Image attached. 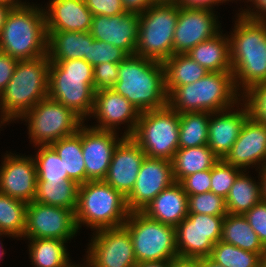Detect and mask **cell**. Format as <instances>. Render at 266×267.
I'll use <instances>...</instances> for the list:
<instances>
[{"label": "cell", "instance_id": "6da1fadb", "mask_svg": "<svg viewBox=\"0 0 266 267\" xmlns=\"http://www.w3.org/2000/svg\"><path fill=\"white\" fill-rule=\"evenodd\" d=\"M229 36L232 74L237 90L266 82V21L240 13Z\"/></svg>", "mask_w": 266, "mask_h": 267}, {"label": "cell", "instance_id": "7a4b0ae2", "mask_svg": "<svg viewBox=\"0 0 266 267\" xmlns=\"http://www.w3.org/2000/svg\"><path fill=\"white\" fill-rule=\"evenodd\" d=\"M140 113L168 105L163 62L128 55L119 63V77L112 89Z\"/></svg>", "mask_w": 266, "mask_h": 267}, {"label": "cell", "instance_id": "3957f363", "mask_svg": "<svg viewBox=\"0 0 266 267\" xmlns=\"http://www.w3.org/2000/svg\"><path fill=\"white\" fill-rule=\"evenodd\" d=\"M48 55L19 60L12 78L0 94V127L18 120L40 100L48 97Z\"/></svg>", "mask_w": 266, "mask_h": 267}, {"label": "cell", "instance_id": "277c9868", "mask_svg": "<svg viewBox=\"0 0 266 267\" xmlns=\"http://www.w3.org/2000/svg\"><path fill=\"white\" fill-rule=\"evenodd\" d=\"M44 8L35 3L11 8L0 34V51L18 60L47 55Z\"/></svg>", "mask_w": 266, "mask_h": 267}, {"label": "cell", "instance_id": "5b68a950", "mask_svg": "<svg viewBox=\"0 0 266 267\" xmlns=\"http://www.w3.org/2000/svg\"><path fill=\"white\" fill-rule=\"evenodd\" d=\"M93 66L83 59L50 61L48 97L71 109L84 122L94 107Z\"/></svg>", "mask_w": 266, "mask_h": 267}, {"label": "cell", "instance_id": "8992f818", "mask_svg": "<svg viewBox=\"0 0 266 267\" xmlns=\"http://www.w3.org/2000/svg\"><path fill=\"white\" fill-rule=\"evenodd\" d=\"M232 72H209L200 80L176 87L168 95V105L179 114L218 112L241 101Z\"/></svg>", "mask_w": 266, "mask_h": 267}, {"label": "cell", "instance_id": "52a82bcc", "mask_svg": "<svg viewBox=\"0 0 266 267\" xmlns=\"http://www.w3.org/2000/svg\"><path fill=\"white\" fill-rule=\"evenodd\" d=\"M129 213L126 197L104 180L79 185L75 209L78 230L82 224L93 232L122 227Z\"/></svg>", "mask_w": 266, "mask_h": 267}, {"label": "cell", "instance_id": "ba28073f", "mask_svg": "<svg viewBox=\"0 0 266 267\" xmlns=\"http://www.w3.org/2000/svg\"><path fill=\"white\" fill-rule=\"evenodd\" d=\"M179 4L153 3L139 13V33L135 55L164 62L173 55V36Z\"/></svg>", "mask_w": 266, "mask_h": 267}, {"label": "cell", "instance_id": "9c48e42d", "mask_svg": "<svg viewBox=\"0 0 266 267\" xmlns=\"http://www.w3.org/2000/svg\"><path fill=\"white\" fill-rule=\"evenodd\" d=\"M180 114L169 105L140 113L131 138L146 157L171 161L179 149Z\"/></svg>", "mask_w": 266, "mask_h": 267}, {"label": "cell", "instance_id": "30bf717a", "mask_svg": "<svg viewBox=\"0 0 266 267\" xmlns=\"http://www.w3.org/2000/svg\"><path fill=\"white\" fill-rule=\"evenodd\" d=\"M123 227L131 236L137 262L172 260L178 256L175 227L153 220L141 211L130 212Z\"/></svg>", "mask_w": 266, "mask_h": 267}, {"label": "cell", "instance_id": "8fae6325", "mask_svg": "<svg viewBox=\"0 0 266 267\" xmlns=\"http://www.w3.org/2000/svg\"><path fill=\"white\" fill-rule=\"evenodd\" d=\"M28 125V139L34 145H50L75 134L84 121L71 109L49 97L40 100L21 118Z\"/></svg>", "mask_w": 266, "mask_h": 267}, {"label": "cell", "instance_id": "7c38bea8", "mask_svg": "<svg viewBox=\"0 0 266 267\" xmlns=\"http://www.w3.org/2000/svg\"><path fill=\"white\" fill-rule=\"evenodd\" d=\"M225 216L188 213L176 228L178 256L210 257L214 244L221 239Z\"/></svg>", "mask_w": 266, "mask_h": 267}, {"label": "cell", "instance_id": "4fadbf2b", "mask_svg": "<svg viewBox=\"0 0 266 267\" xmlns=\"http://www.w3.org/2000/svg\"><path fill=\"white\" fill-rule=\"evenodd\" d=\"M75 212L32 201L26 209L23 238H51L69 241L78 233Z\"/></svg>", "mask_w": 266, "mask_h": 267}, {"label": "cell", "instance_id": "5bb4252c", "mask_svg": "<svg viewBox=\"0 0 266 267\" xmlns=\"http://www.w3.org/2000/svg\"><path fill=\"white\" fill-rule=\"evenodd\" d=\"M87 256L91 267H134L137 263L129 232L122 226L92 233Z\"/></svg>", "mask_w": 266, "mask_h": 267}, {"label": "cell", "instance_id": "9a60e30c", "mask_svg": "<svg viewBox=\"0 0 266 267\" xmlns=\"http://www.w3.org/2000/svg\"><path fill=\"white\" fill-rule=\"evenodd\" d=\"M214 12L207 8H187L179 5L173 36V55L186 54L197 44L221 32V23Z\"/></svg>", "mask_w": 266, "mask_h": 267}, {"label": "cell", "instance_id": "2e32d148", "mask_svg": "<svg viewBox=\"0 0 266 267\" xmlns=\"http://www.w3.org/2000/svg\"><path fill=\"white\" fill-rule=\"evenodd\" d=\"M175 182L172 162L166 159L145 157L135 185L126 197L130 212L142 211L161 191Z\"/></svg>", "mask_w": 266, "mask_h": 267}, {"label": "cell", "instance_id": "e0dca14e", "mask_svg": "<svg viewBox=\"0 0 266 267\" xmlns=\"http://www.w3.org/2000/svg\"><path fill=\"white\" fill-rule=\"evenodd\" d=\"M85 124L81 125V145L86 182L104 180L113 152L124 136L119 137L117 132L99 130Z\"/></svg>", "mask_w": 266, "mask_h": 267}, {"label": "cell", "instance_id": "ac0fdd59", "mask_svg": "<svg viewBox=\"0 0 266 267\" xmlns=\"http://www.w3.org/2000/svg\"><path fill=\"white\" fill-rule=\"evenodd\" d=\"M139 116L140 112L125 97L114 90L95 92L94 107L90 118H96L98 124L91 127L118 132L116 129H120L119 125L128 123L126 130L121 134L124 137H131L136 129Z\"/></svg>", "mask_w": 266, "mask_h": 267}, {"label": "cell", "instance_id": "d6986e66", "mask_svg": "<svg viewBox=\"0 0 266 267\" xmlns=\"http://www.w3.org/2000/svg\"><path fill=\"white\" fill-rule=\"evenodd\" d=\"M7 153L0 166V192L30 203L34 200L37 184L34 158L32 155L26 157L23 154Z\"/></svg>", "mask_w": 266, "mask_h": 267}, {"label": "cell", "instance_id": "ffe728a7", "mask_svg": "<svg viewBox=\"0 0 266 267\" xmlns=\"http://www.w3.org/2000/svg\"><path fill=\"white\" fill-rule=\"evenodd\" d=\"M224 160L244 171L250 167L260 170L265 166L266 125L249 116Z\"/></svg>", "mask_w": 266, "mask_h": 267}, {"label": "cell", "instance_id": "44dd1931", "mask_svg": "<svg viewBox=\"0 0 266 267\" xmlns=\"http://www.w3.org/2000/svg\"><path fill=\"white\" fill-rule=\"evenodd\" d=\"M90 33L95 40L120 47L135 55L139 33V13L126 12L115 16L95 15Z\"/></svg>", "mask_w": 266, "mask_h": 267}, {"label": "cell", "instance_id": "7402d4cb", "mask_svg": "<svg viewBox=\"0 0 266 267\" xmlns=\"http://www.w3.org/2000/svg\"><path fill=\"white\" fill-rule=\"evenodd\" d=\"M145 157L144 151L131 137H124L113 152L104 181L127 197L135 185Z\"/></svg>", "mask_w": 266, "mask_h": 267}, {"label": "cell", "instance_id": "603a6c76", "mask_svg": "<svg viewBox=\"0 0 266 267\" xmlns=\"http://www.w3.org/2000/svg\"><path fill=\"white\" fill-rule=\"evenodd\" d=\"M241 102L242 100L236 104L237 109L232 106L210 114L207 146L220 159H224L229 153L249 117L247 106Z\"/></svg>", "mask_w": 266, "mask_h": 267}, {"label": "cell", "instance_id": "cb8c5ba5", "mask_svg": "<svg viewBox=\"0 0 266 267\" xmlns=\"http://www.w3.org/2000/svg\"><path fill=\"white\" fill-rule=\"evenodd\" d=\"M43 8L47 31L85 32L91 29L93 14L84 0H49Z\"/></svg>", "mask_w": 266, "mask_h": 267}, {"label": "cell", "instance_id": "d4e9b609", "mask_svg": "<svg viewBox=\"0 0 266 267\" xmlns=\"http://www.w3.org/2000/svg\"><path fill=\"white\" fill-rule=\"evenodd\" d=\"M141 212L153 220L176 227L188 215V195L179 182H174Z\"/></svg>", "mask_w": 266, "mask_h": 267}, {"label": "cell", "instance_id": "484cf974", "mask_svg": "<svg viewBox=\"0 0 266 267\" xmlns=\"http://www.w3.org/2000/svg\"><path fill=\"white\" fill-rule=\"evenodd\" d=\"M47 55L50 61L83 59L88 62L90 31H47Z\"/></svg>", "mask_w": 266, "mask_h": 267}, {"label": "cell", "instance_id": "4316f807", "mask_svg": "<svg viewBox=\"0 0 266 267\" xmlns=\"http://www.w3.org/2000/svg\"><path fill=\"white\" fill-rule=\"evenodd\" d=\"M222 32L186 53L208 72H232L229 35Z\"/></svg>", "mask_w": 266, "mask_h": 267}, {"label": "cell", "instance_id": "83f0119b", "mask_svg": "<svg viewBox=\"0 0 266 267\" xmlns=\"http://www.w3.org/2000/svg\"><path fill=\"white\" fill-rule=\"evenodd\" d=\"M219 160L207 145L178 149L171 160L174 180L180 183L189 175L211 169Z\"/></svg>", "mask_w": 266, "mask_h": 267}, {"label": "cell", "instance_id": "f1b7e54d", "mask_svg": "<svg viewBox=\"0 0 266 267\" xmlns=\"http://www.w3.org/2000/svg\"><path fill=\"white\" fill-rule=\"evenodd\" d=\"M220 240L243 250L259 253L261 256L266 251L258 234L242 214L228 213L225 216Z\"/></svg>", "mask_w": 266, "mask_h": 267}, {"label": "cell", "instance_id": "f546056e", "mask_svg": "<svg viewBox=\"0 0 266 267\" xmlns=\"http://www.w3.org/2000/svg\"><path fill=\"white\" fill-rule=\"evenodd\" d=\"M163 65L167 95L176 87L192 84L209 73L187 54H174Z\"/></svg>", "mask_w": 266, "mask_h": 267}, {"label": "cell", "instance_id": "4dcf8cb0", "mask_svg": "<svg viewBox=\"0 0 266 267\" xmlns=\"http://www.w3.org/2000/svg\"><path fill=\"white\" fill-rule=\"evenodd\" d=\"M63 162L69 179L78 185L86 182V168L82 155L81 126L75 134L63 137L50 144Z\"/></svg>", "mask_w": 266, "mask_h": 267}, {"label": "cell", "instance_id": "1f68e13d", "mask_svg": "<svg viewBox=\"0 0 266 267\" xmlns=\"http://www.w3.org/2000/svg\"><path fill=\"white\" fill-rule=\"evenodd\" d=\"M248 173L243 170L229 190L225 199L229 214L243 215L262 200L260 182H255L256 179L254 180Z\"/></svg>", "mask_w": 266, "mask_h": 267}, {"label": "cell", "instance_id": "d6a6232c", "mask_svg": "<svg viewBox=\"0 0 266 267\" xmlns=\"http://www.w3.org/2000/svg\"><path fill=\"white\" fill-rule=\"evenodd\" d=\"M78 189L79 185L70 179L65 181H37L33 201L70 209L75 212Z\"/></svg>", "mask_w": 266, "mask_h": 267}, {"label": "cell", "instance_id": "836d02e7", "mask_svg": "<svg viewBox=\"0 0 266 267\" xmlns=\"http://www.w3.org/2000/svg\"><path fill=\"white\" fill-rule=\"evenodd\" d=\"M29 240V257L33 267H62L69 259L67 241L51 238H26Z\"/></svg>", "mask_w": 266, "mask_h": 267}, {"label": "cell", "instance_id": "e575fe53", "mask_svg": "<svg viewBox=\"0 0 266 267\" xmlns=\"http://www.w3.org/2000/svg\"><path fill=\"white\" fill-rule=\"evenodd\" d=\"M210 114L211 112L180 114L179 149L207 145Z\"/></svg>", "mask_w": 266, "mask_h": 267}, {"label": "cell", "instance_id": "d590c367", "mask_svg": "<svg viewBox=\"0 0 266 267\" xmlns=\"http://www.w3.org/2000/svg\"><path fill=\"white\" fill-rule=\"evenodd\" d=\"M27 206L28 203L0 192V231L22 240L26 227Z\"/></svg>", "mask_w": 266, "mask_h": 267}, {"label": "cell", "instance_id": "8d00e7d4", "mask_svg": "<svg viewBox=\"0 0 266 267\" xmlns=\"http://www.w3.org/2000/svg\"><path fill=\"white\" fill-rule=\"evenodd\" d=\"M210 258L224 267H261V255L219 240Z\"/></svg>", "mask_w": 266, "mask_h": 267}, {"label": "cell", "instance_id": "74e56055", "mask_svg": "<svg viewBox=\"0 0 266 267\" xmlns=\"http://www.w3.org/2000/svg\"><path fill=\"white\" fill-rule=\"evenodd\" d=\"M37 152L33 156L36 164L37 181H65L69 179L64 171L61 158L51 145H37Z\"/></svg>", "mask_w": 266, "mask_h": 267}, {"label": "cell", "instance_id": "f35d334b", "mask_svg": "<svg viewBox=\"0 0 266 267\" xmlns=\"http://www.w3.org/2000/svg\"><path fill=\"white\" fill-rule=\"evenodd\" d=\"M242 171L241 168L230 165L224 159H220L211 168L210 191L226 199L234 180Z\"/></svg>", "mask_w": 266, "mask_h": 267}, {"label": "cell", "instance_id": "ab89813d", "mask_svg": "<svg viewBox=\"0 0 266 267\" xmlns=\"http://www.w3.org/2000/svg\"><path fill=\"white\" fill-rule=\"evenodd\" d=\"M188 213L209 214L213 216H226V201L213 192L188 195Z\"/></svg>", "mask_w": 266, "mask_h": 267}, {"label": "cell", "instance_id": "60d3db41", "mask_svg": "<svg viewBox=\"0 0 266 267\" xmlns=\"http://www.w3.org/2000/svg\"><path fill=\"white\" fill-rule=\"evenodd\" d=\"M127 56L128 54L120 47L94 39L89 45L88 63L93 67L107 62L119 64Z\"/></svg>", "mask_w": 266, "mask_h": 267}, {"label": "cell", "instance_id": "b9f144b4", "mask_svg": "<svg viewBox=\"0 0 266 267\" xmlns=\"http://www.w3.org/2000/svg\"><path fill=\"white\" fill-rule=\"evenodd\" d=\"M241 98L248 108L249 116L266 125V82L251 86L242 92Z\"/></svg>", "mask_w": 266, "mask_h": 267}, {"label": "cell", "instance_id": "7bdbcfd3", "mask_svg": "<svg viewBox=\"0 0 266 267\" xmlns=\"http://www.w3.org/2000/svg\"><path fill=\"white\" fill-rule=\"evenodd\" d=\"M93 81L95 92L114 88L119 77V64L101 63L93 67Z\"/></svg>", "mask_w": 266, "mask_h": 267}, {"label": "cell", "instance_id": "ee69618b", "mask_svg": "<svg viewBox=\"0 0 266 267\" xmlns=\"http://www.w3.org/2000/svg\"><path fill=\"white\" fill-rule=\"evenodd\" d=\"M180 184L187 195H196L210 191L211 169L198 171L185 177Z\"/></svg>", "mask_w": 266, "mask_h": 267}, {"label": "cell", "instance_id": "f6af8a7d", "mask_svg": "<svg viewBox=\"0 0 266 267\" xmlns=\"http://www.w3.org/2000/svg\"><path fill=\"white\" fill-rule=\"evenodd\" d=\"M243 215L266 247V201L261 200Z\"/></svg>", "mask_w": 266, "mask_h": 267}, {"label": "cell", "instance_id": "bcb514c9", "mask_svg": "<svg viewBox=\"0 0 266 267\" xmlns=\"http://www.w3.org/2000/svg\"><path fill=\"white\" fill-rule=\"evenodd\" d=\"M88 9L95 15L115 16L126 13L122 0H84Z\"/></svg>", "mask_w": 266, "mask_h": 267}, {"label": "cell", "instance_id": "7dc6e473", "mask_svg": "<svg viewBox=\"0 0 266 267\" xmlns=\"http://www.w3.org/2000/svg\"><path fill=\"white\" fill-rule=\"evenodd\" d=\"M18 59L0 51V94L12 78Z\"/></svg>", "mask_w": 266, "mask_h": 267}, {"label": "cell", "instance_id": "c3c4849f", "mask_svg": "<svg viewBox=\"0 0 266 267\" xmlns=\"http://www.w3.org/2000/svg\"><path fill=\"white\" fill-rule=\"evenodd\" d=\"M248 2H252L249 5L251 7L241 8L242 11L239 13L246 18L266 21V0H249Z\"/></svg>", "mask_w": 266, "mask_h": 267}, {"label": "cell", "instance_id": "681fc988", "mask_svg": "<svg viewBox=\"0 0 266 267\" xmlns=\"http://www.w3.org/2000/svg\"><path fill=\"white\" fill-rule=\"evenodd\" d=\"M180 6L187 8H207L215 10V6L226 3V0H176Z\"/></svg>", "mask_w": 266, "mask_h": 267}, {"label": "cell", "instance_id": "f907efd6", "mask_svg": "<svg viewBox=\"0 0 266 267\" xmlns=\"http://www.w3.org/2000/svg\"><path fill=\"white\" fill-rule=\"evenodd\" d=\"M127 12L141 13L148 9L153 2L151 0H122Z\"/></svg>", "mask_w": 266, "mask_h": 267}, {"label": "cell", "instance_id": "816d5d0a", "mask_svg": "<svg viewBox=\"0 0 266 267\" xmlns=\"http://www.w3.org/2000/svg\"><path fill=\"white\" fill-rule=\"evenodd\" d=\"M170 267H199V258L176 256L171 260Z\"/></svg>", "mask_w": 266, "mask_h": 267}, {"label": "cell", "instance_id": "f5cc1de1", "mask_svg": "<svg viewBox=\"0 0 266 267\" xmlns=\"http://www.w3.org/2000/svg\"><path fill=\"white\" fill-rule=\"evenodd\" d=\"M258 180L261 185V199L266 201V165L258 170Z\"/></svg>", "mask_w": 266, "mask_h": 267}, {"label": "cell", "instance_id": "db71d44e", "mask_svg": "<svg viewBox=\"0 0 266 267\" xmlns=\"http://www.w3.org/2000/svg\"><path fill=\"white\" fill-rule=\"evenodd\" d=\"M171 260L158 262H137L134 267H170Z\"/></svg>", "mask_w": 266, "mask_h": 267}, {"label": "cell", "instance_id": "11a10c76", "mask_svg": "<svg viewBox=\"0 0 266 267\" xmlns=\"http://www.w3.org/2000/svg\"><path fill=\"white\" fill-rule=\"evenodd\" d=\"M10 10L11 8L9 6L0 3V34Z\"/></svg>", "mask_w": 266, "mask_h": 267}, {"label": "cell", "instance_id": "9f6ffc18", "mask_svg": "<svg viewBox=\"0 0 266 267\" xmlns=\"http://www.w3.org/2000/svg\"><path fill=\"white\" fill-rule=\"evenodd\" d=\"M199 267H224V266L216 263L210 257H205V258H199Z\"/></svg>", "mask_w": 266, "mask_h": 267}, {"label": "cell", "instance_id": "6f0895ef", "mask_svg": "<svg viewBox=\"0 0 266 267\" xmlns=\"http://www.w3.org/2000/svg\"><path fill=\"white\" fill-rule=\"evenodd\" d=\"M0 3L7 5L10 8H18L27 4L26 0L25 2H22L21 0H0Z\"/></svg>", "mask_w": 266, "mask_h": 267}, {"label": "cell", "instance_id": "680465c9", "mask_svg": "<svg viewBox=\"0 0 266 267\" xmlns=\"http://www.w3.org/2000/svg\"><path fill=\"white\" fill-rule=\"evenodd\" d=\"M85 260L83 259V261H84L83 264H80V265L77 264L76 265V263L72 264L71 259H69L62 267H91L87 256H86Z\"/></svg>", "mask_w": 266, "mask_h": 267}, {"label": "cell", "instance_id": "91938a15", "mask_svg": "<svg viewBox=\"0 0 266 267\" xmlns=\"http://www.w3.org/2000/svg\"><path fill=\"white\" fill-rule=\"evenodd\" d=\"M3 235L5 236H9V237H12L10 234L6 233V232H3V231H0V236L3 237ZM0 260L3 258L2 256L6 254V252H4L5 249H3V246L2 243L0 242ZM2 248V249H1Z\"/></svg>", "mask_w": 266, "mask_h": 267}, {"label": "cell", "instance_id": "94428289", "mask_svg": "<svg viewBox=\"0 0 266 267\" xmlns=\"http://www.w3.org/2000/svg\"><path fill=\"white\" fill-rule=\"evenodd\" d=\"M153 3H174L176 0H151Z\"/></svg>", "mask_w": 266, "mask_h": 267}, {"label": "cell", "instance_id": "6125c7cd", "mask_svg": "<svg viewBox=\"0 0 266 267\" xmlns=\"http://www.w3.org/2000/svg\"><path fill=\"white\" fill-rule=\"evenodd\" d=\"M261 267H266V251L261 256Z\"/></svg>", "mask_w": 266, "mask_h": 267}, {"label": "cell", "instance_id": "be15d7a7", "mask_svg": "<svg viewBox=\"0 0 266 267\" xmlns=\"http://www.w3.org/2000/svg\"><path fill=\"white\" fill-rule=\"evenodd\" d=\"M226 1H227V2H228V1L231 2V1H234V0H226ZM240 1H241V0H240ZM248 1H249V0H247V1L245 0V2H247V3H248ZM243 2H244V0H243Z\"/></svg>", "mask_w": 266, "mask_h": 267}]
</instances>
